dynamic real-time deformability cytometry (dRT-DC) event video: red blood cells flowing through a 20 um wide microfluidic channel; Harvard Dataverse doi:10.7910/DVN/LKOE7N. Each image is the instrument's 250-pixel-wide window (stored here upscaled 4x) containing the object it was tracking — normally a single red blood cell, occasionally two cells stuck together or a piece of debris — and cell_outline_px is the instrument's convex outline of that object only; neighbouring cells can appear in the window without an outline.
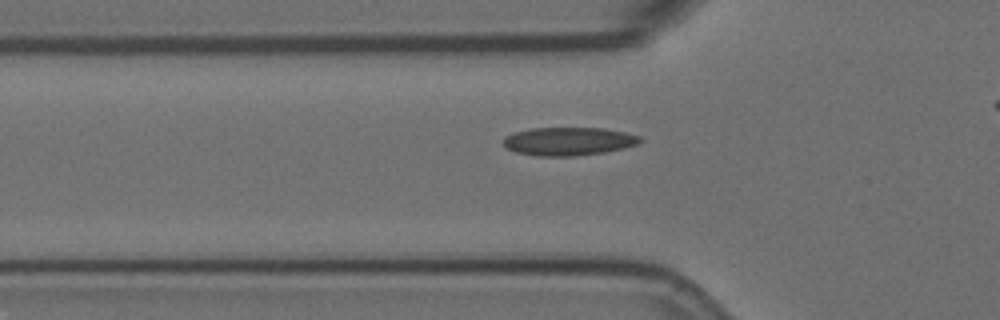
{"species": "Egyptian fruit bat (a non-hibernating species)", "species_latin": "Rousettus aegyptiacus", "temperature_condition": "room temperature", "stored_images_in_passage": 30, "camera_frame_rate_fps": 3000, "um_per_image_px": 0.085, "animal": {"sex": "female"}, "frame": {"image": 1, "passage_image": 2, "time_ms": 0.333, "image_size_px": [1000, 320], "cell_outline_px": [[644, 140], [640, 144], [624, 148], [604, 152], [572, 156], [536, 156], [516, 152], [508, 148], [504, 144], [504, 136], [512, 132], [532, 128], [604, 128], [624, 132], [640, 136]], "centroid_in_image_um": [48.35, 12.01], "position_along_channel_um": 77.5, "area_um2": 22.6}}
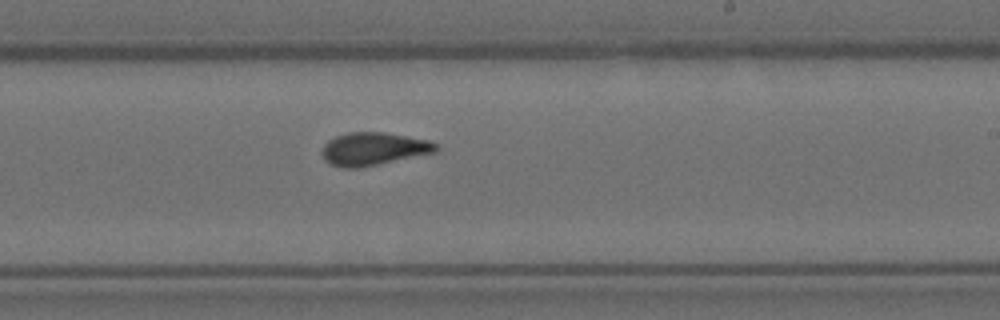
{"frame": {"image": 2, "passage_image": 17, "time_ms": 5.333, "image_size_px": [1000, 320], "cell_outline_px": [[440, 148], [436, 152], [356, 168], [344, 168], [332, 164], [324, 160], [320, 152], [324, 144], [328, 140], [336, 136], [348, 132], [384, 132], [428, 140], [436, 144]], "centroid_in_image_um": [31.71, 12.64], "position_along_channel_um": 257.3, "area_um2": 21.68}}
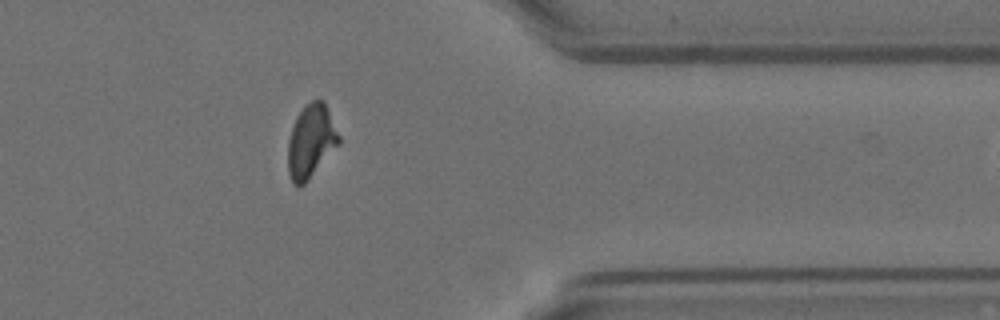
{"frame": {"image": 3, "passage_image": 29, "time_ms": 9.333, "image_size_px": [1000, 320], "cell_outline_px": [[340, 144], [304, 184], [292, 184], [288, 172], [288, 140], [296, 116], [304, 104], [312, 100], [324, 100], [340, 136]], "centroid_in_image_um": [26.43, 11.98], "position_along_channel_um": 385.0, "area_um2": 21.79}}